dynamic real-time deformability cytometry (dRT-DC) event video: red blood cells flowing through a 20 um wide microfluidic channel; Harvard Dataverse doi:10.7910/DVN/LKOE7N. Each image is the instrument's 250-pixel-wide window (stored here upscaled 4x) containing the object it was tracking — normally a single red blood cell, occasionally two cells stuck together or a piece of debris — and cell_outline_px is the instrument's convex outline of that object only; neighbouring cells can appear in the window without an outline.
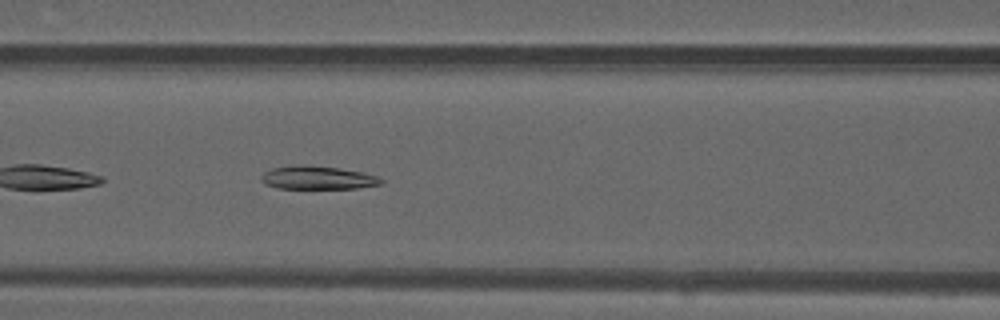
{"species": "common noctule bat (a hibernating species)", "species_latin": "Nyctalus noctula", "temperature_condition": "warm", "stored_images_in_passage": 33, "camera_frame_rate_fps": 3000, "um_per_image_px": 0.085, "animal": {"sex": "male", "forearm_length_mm": 52.5}, "frame": {"image": 1, "passage_image": 11, "time_ms": 3.333, "image_size_px": [1000, 320], "cell_outline_px": [[384, 180], [380, 184], [356, 188], [276, 188], [264, 184], [260, 180], [260, 176], [264, 172], [272, 168], [296, 164], [340, 168], [360, 172], [376, 176]], "centroid_in_image_um": [26.92, 15.1], "position_along_channel_um": 139.7, "area_um2": 16.18}}
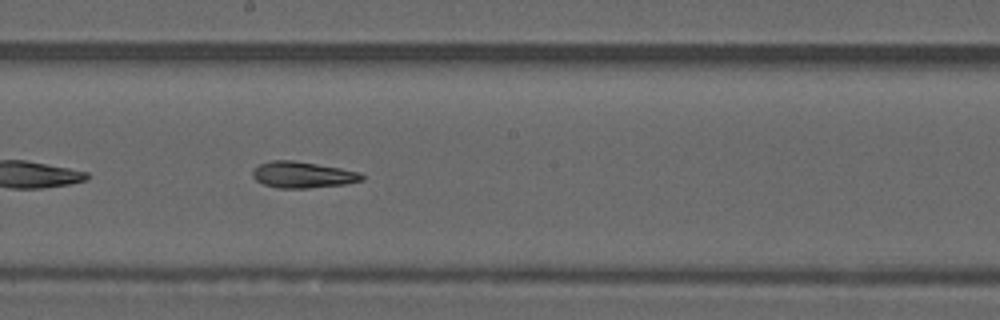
{"frame": {"image": 2, "passage_image": 17, "time_ms": 5.333, "image_size_px": [1000, 320], "cell_outline_px": [[364, 180], [344, 184], [308, 188], [276, 188], [264, 184], [256, 180], [252, 176], [252, 172], [260, 164], [272, 160], [292, 160], [340, 168], [360, 172], [364, 176]], "centroid_in_image_um": [25.73, 14.86], "position_along_channel_um": 222.5, "area_um2": 16.59}}
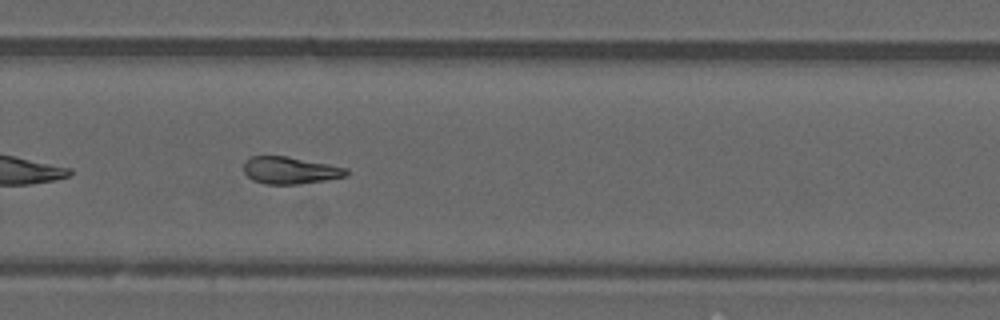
{"frame": {"image": 3, "passage_image": 23, "time_ms": 7.333, "image_size_px": [1000, 320], "cell_outline_px": [[348, 176], [328, 180], [300, 184], [264, 184], [252, 180], [244, 172], [244, 164], [252, 156], [284, 156], [328, 164], [348, 168]], "centroid_in_image_um": [24.69, 14.5], "position_along_channel_um": 305.1, "area_um2": 16.18}, "authors_computed_cell_mechanics": {"area_um2": 16.8198, "velocity_mm_per_s": 4.1617, "shape_relaxation_time_tau1_ms": null, "shape_relaxation_time_tau2_ms": 2.7338, "deformation_change_tau1": null, "deformation_change_tau2": 0.1194}}